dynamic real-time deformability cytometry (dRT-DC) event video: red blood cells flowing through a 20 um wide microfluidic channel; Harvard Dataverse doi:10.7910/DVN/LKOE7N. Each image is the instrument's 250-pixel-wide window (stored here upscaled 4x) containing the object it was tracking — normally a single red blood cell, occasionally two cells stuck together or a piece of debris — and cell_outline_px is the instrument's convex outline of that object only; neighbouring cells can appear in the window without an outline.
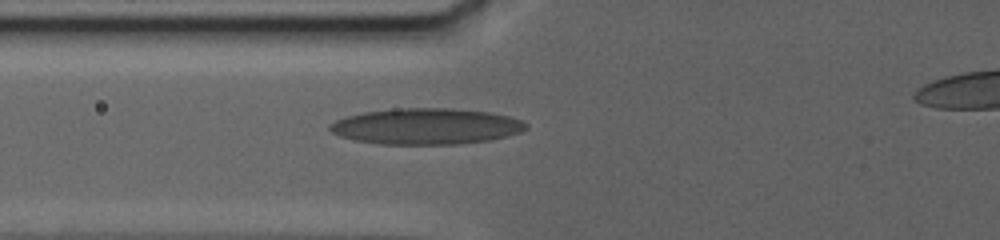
{"species": "human", "species_latin": "Homo sapiens", "temperature_condition": "warm", "stored_images_in_passage": 14, "camera_frame_rate_fps": 3000, "um_per_image_px": 0.085, "donor": {"sex": "female"}, "frame": {"image": 1, "passage_image": 14, "time_ms": 10.0, "image_size_px": [1000, 240], "cell_outline_px": [[528, 128], [520, 132], [488, 140], [460, 144], [380, 144], [356, 140], [340, 136], [332, 132], [328, 128], [328, 124], [336, 120], [348, 116], [364, 112], [392, 108], [452, 108], [488, 112], [508, 116], [520, 120], [528, 124]], "centroid_in_image_um": [36.2, 10.73], "position_along_channel_um": 89.6, "area_um2": 41.1}}